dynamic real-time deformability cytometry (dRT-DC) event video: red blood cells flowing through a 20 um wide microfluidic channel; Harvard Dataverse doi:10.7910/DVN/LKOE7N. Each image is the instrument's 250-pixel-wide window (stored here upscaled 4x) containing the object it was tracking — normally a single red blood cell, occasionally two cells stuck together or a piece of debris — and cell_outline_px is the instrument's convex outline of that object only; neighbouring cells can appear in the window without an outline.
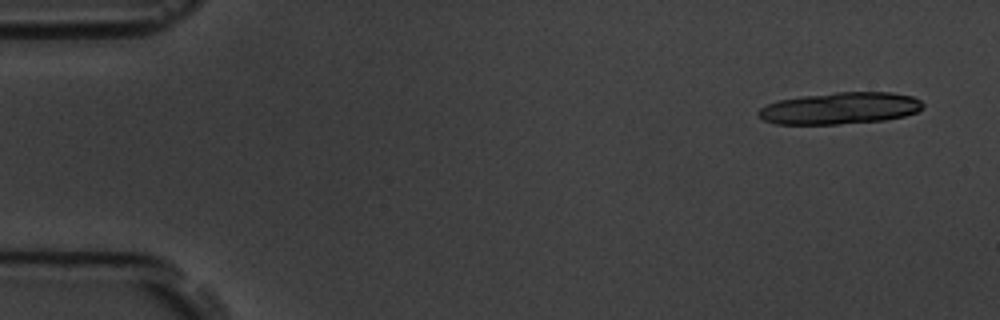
{"species": "common noctule bat (a hibernating species)", "species_latin": "Nyctalus noctula", "temperature_condition": "room temperature", "stored_images_in_passage": 3, "camera_frame_rate_fps": 3000, "um_per_image_px": 0.085, "animal": {"sex": "male", "body_mass_g": 19.5, "forearm_length_mm": 54.6}, "frame": {"image": 1, "passage_image": 1, "time_ms": 0.0, "image_size_px": [1000, 320], "cell_outline_px": [[924, 108], [916, 112], [904, 116], [884, 120], [840, 124], [776, 124], [764, 120], [756, 112], [760, 108], [776, 100], [800, 96], [836, 92], [892, 92], [912, 96], [920, 100], [924, 104]], "centroid_in_image_um": [71.41, 9.19], "position_along_channel_um": 13.6, "area_um2": 30.63}}